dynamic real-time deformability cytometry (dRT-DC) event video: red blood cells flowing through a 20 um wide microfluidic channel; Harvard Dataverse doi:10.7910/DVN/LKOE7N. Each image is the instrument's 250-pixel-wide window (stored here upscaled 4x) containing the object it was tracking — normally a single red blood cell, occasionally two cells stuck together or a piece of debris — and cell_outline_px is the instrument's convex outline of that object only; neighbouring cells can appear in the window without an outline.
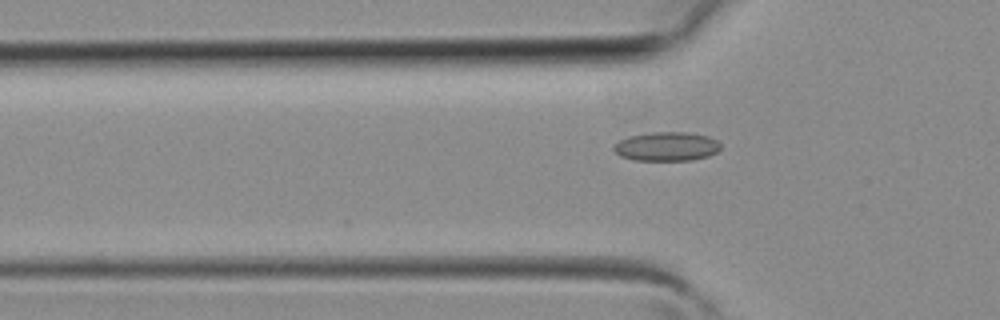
{"species": "common noctule bat (a hibernating species)", "species_latin": "Nyctalus noctula", "temperature_condition": "room temperature", "stored_images_in_passage": 4, "camera_frame_rate_fps": 3000, "um_per_image_px": 0.085, "animal": {"sex": "female", "body_mass_g": 19.3, "forearm_length_mm": 54.1}, "frame": {"image": 1, "passage_image": 4, "time_ms": 1.0, "image_size_px": [1000, 320], "cell_outline_px": [[720, 148], [716, 152], [708, 156], [692, 160], [632, 160], [620, 156], [612, 148], [620, 140], [628, 136], [652, 132], [688, 132], [708, 136], [716, 140], [720, 144]], "centroid_in_image_um": [56.66, 12.45], "position_along_channel_um": 69.1, "area_um2": 18.03}}